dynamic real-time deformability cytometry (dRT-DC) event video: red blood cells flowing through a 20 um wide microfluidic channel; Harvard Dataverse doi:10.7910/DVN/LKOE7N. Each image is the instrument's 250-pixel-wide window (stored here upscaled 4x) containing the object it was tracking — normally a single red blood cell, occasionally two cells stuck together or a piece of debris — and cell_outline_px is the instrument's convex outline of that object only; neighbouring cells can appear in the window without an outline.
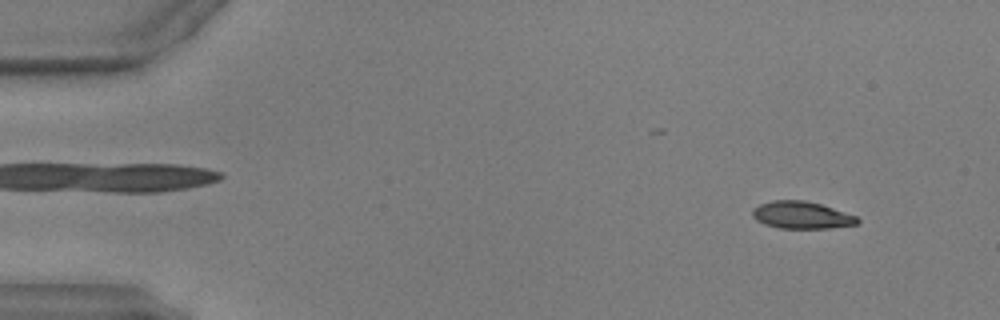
{"species": "common noctule bat (a hibernating species)", "species_latin": "Nyctalus noctula", "temperature_condition": "warm", "stored_images_in_passage": 50, "camera_frame_rate_fps": 3000, "um_per_image_px": 0.085, "animal": {"sex": "male", "body_mass_g": 17.9, "forearm_length_mm": 54.2}, "frame": {"image": 1, "passage_image": 4, "time_ms": 1.0, "image_size_px": [1000, 320], "cell_outline_px": [[860, 220], [856, 224], [828, 228], [780, 228], [764, 224], [756, 220], [752, 216], [752, 208], [760, 204], [772, 200], [804, 200], [820, 204], [856, 216]], "centroid_in_image_um": [68.08, 18.28], "position_along_channel_um": 16.9, "area_um2": 16.53}}
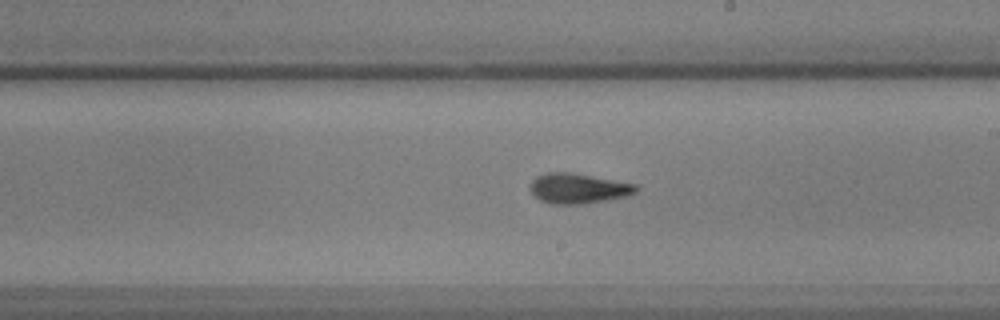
{"frame": {"image": 2, "passage_image": 29, "time_ms": 9.333, "image_size_px": [1000, 320], "cell_outline_px": [[640, 188], [636, 192], [624, 196], [584, 204], [552, 204], [540, 200], [528, 188], [528, 184], [536, 176], [548, 172], [572, 172], [636, 184]], "centroid_in_image_um": [49.11, 16.0], "position_along_channel_um": 239.9, "area_um2": 18.61}}
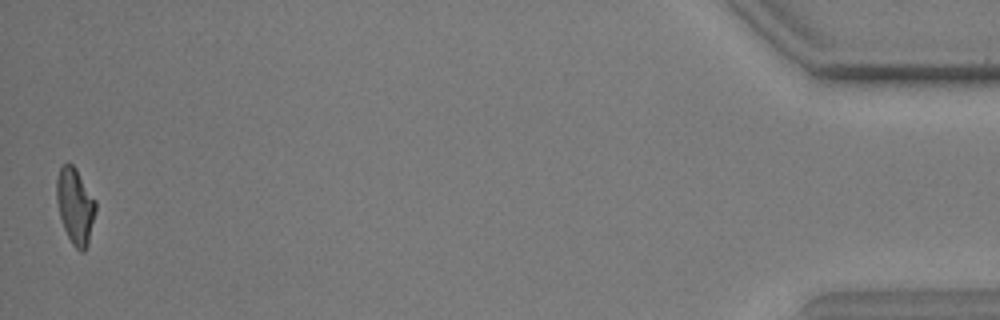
{"frame": {"image": 3, "passage_image": 50, "time_ms": 16.333, "image_size_px": [1000, 320], "cell_outline_px": [[96, 208], [88, 244], [84, 252], [80, 252], [72, 244], [64, 228], [60, 216], [56, 200], [56, 180], [60, 168], [64, 164], [72, 164], [76, 168], [96, 200]], "centroid_in_image_um": [6.39, 17.51], "position_along_channel_um": 428.8, "area_um2": 17.22}, "authors_computed_cell_mechanics": {"area_um2": 17.7735, "velocity_mm_per_s": 3.9615, "shape_relaxation_time_tau1_ms": 4.7612, "shape_relaxation_time_tau2_ms": 1.8875, "deformation_change_tau1": 0.1876, "deformation_change_tau2": 0.0883}}